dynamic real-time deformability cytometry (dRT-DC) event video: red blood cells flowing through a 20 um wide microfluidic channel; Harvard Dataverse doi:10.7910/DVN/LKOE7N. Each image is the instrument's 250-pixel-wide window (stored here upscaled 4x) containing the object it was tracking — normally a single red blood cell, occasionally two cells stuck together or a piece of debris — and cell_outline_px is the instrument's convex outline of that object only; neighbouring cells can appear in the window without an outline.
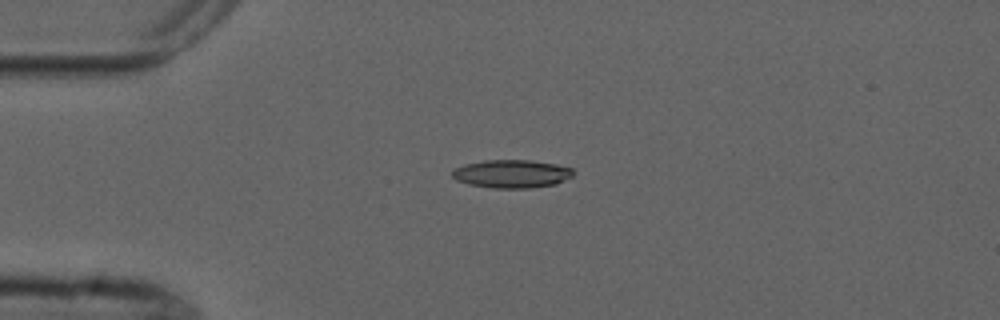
{"species": "common noctule bat (a hibernating species)", "species_latin": "Nyctalus noctula", "temperature_condition": "cold", "stored_images_in_passage": 6, "camera_frame_rate_fps": 3000, "um_per_image_px": 0.085, "animal": {"sex": "male", "forearm_length_mm": 52.5}, "frame": {"image": 1, "passage_image": 4, "time_ms": 3.333, "image_size_px": [1000, 320], "cell_outline_px": [[576, 172], [572, 176], [556, 184], [528, 188], [492, 188], [468, 184], [456, 180], [452, 176], [452, 172], [456, 168], [464, 164], [484, 160], [528, 160], [556, 164], [572, 168]], "centroid_in_image_um": [43.5, 14.77], "position_along_channel_um": 41.5, "area_um2": 19.88}}
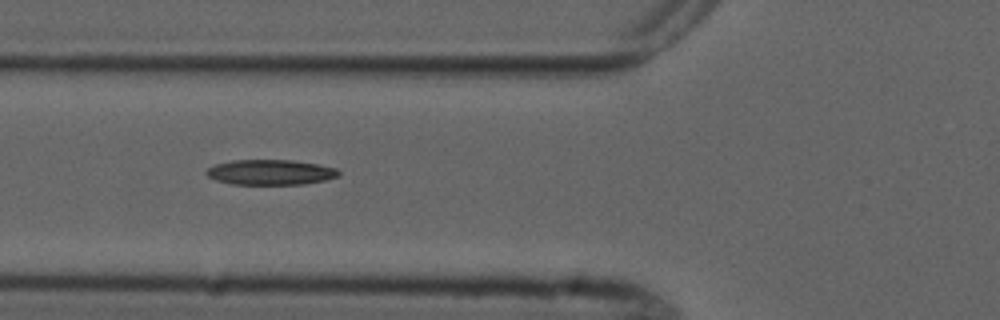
{"frame": {"image": 2, "passage_image": 6, "time_ms": 5.667, "image_size_px": [1000, 320], "cell_outline_px": [[340, 176], [324, 180], [304, 184], [232, 184], [216, 180], [208, 176], [204, 172], [208, 168], [216, 164], [232, 160], [292, 160], [316, 164], [336, 168], [340, 172]], "centroid_in_image_um": [22.98, 14.64], "position_along_channel_um": 102.8, "area_um2": 19.36}}